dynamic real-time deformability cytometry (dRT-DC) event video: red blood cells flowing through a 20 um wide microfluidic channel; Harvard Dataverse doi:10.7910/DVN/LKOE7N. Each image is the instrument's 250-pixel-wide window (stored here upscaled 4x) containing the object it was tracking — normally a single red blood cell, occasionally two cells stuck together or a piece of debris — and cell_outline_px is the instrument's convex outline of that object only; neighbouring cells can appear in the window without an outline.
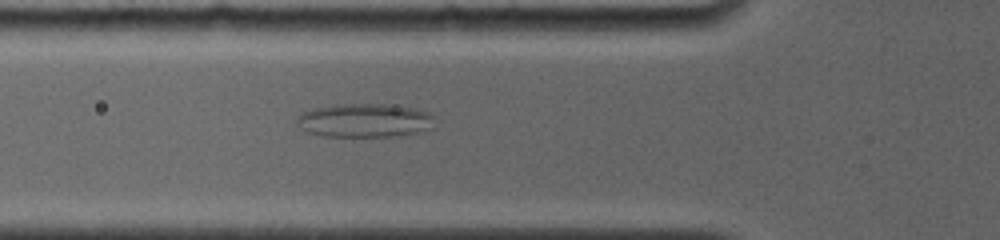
{"species": "common noctule bat (a hibernating species)", "species_latin": "Nyctalus noctula", "temperature_condition": "room temperature", "stored_images_in_passage": 31, "camera_frame_rate_fps": 4000, "um_per_image_px": 0.085, "animal": {"sex": "female", "body_mass_g": 19.0, "forearm_length_mm": 56.7}, "frame": {"image": 1, "passage_image": 13, "time_ms": 5.5, "image_size_px": [1000, 240], "cell_outline_px": [[432, 128], [416, 132], [392, 136], [324, 136], [308, 132], [300, 128], [296, 124], [296, 120], [304, 112], [312, 108], [336, 104], [384, 104], [412, 108], [428, 112], [432, 116]], "centroid_in_image_um": [30.94, 10.23], "position_along_channel_um": 94.9, "area_um2": 26.76}}
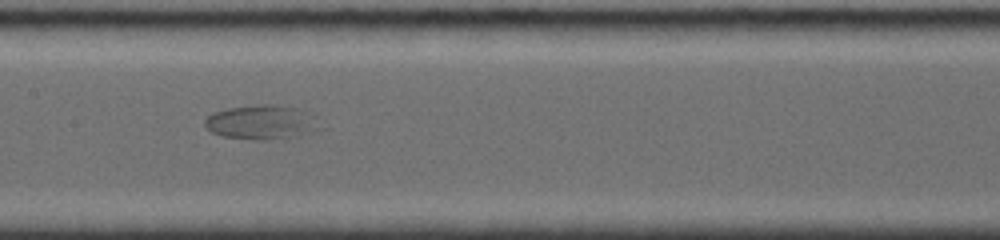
{"frame": {"image": 2, "passage_image": 19, "time_ms": 8.0, "image_size_px": [1000, 240], "cell_outline_px": [[324, 128], [296, 136], [264, 140], [256, 140], [224, 136], [212, 132], [204, 124], [204, 120], [208, 116], [216, 112], [228, 108], [256, 104], [268, 104], [296, 108], [308, 112]], "centroid_in_image_um": [22.24, 10.39], "position_along_channel_um": 185.2, "area_um2": 22.77}}
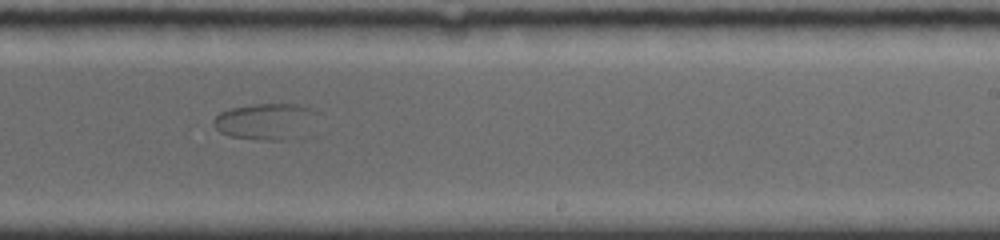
{"frame": {"image": 3, "passage_image": 22, "time_ms": 10.25, "image_size_px": [1000, 240], "cell_outline_px": [[320, 112], [280, 140], [264, 140], [228, 136], [220, 132], [212, 124], [212, 120], [220, 112], [232, 108], [252, 104], [296, 104]], "centroid_in_image_um": [22.32, 10.26], "position_along_channel_um": 266.7, "area_um2": 20.29}}